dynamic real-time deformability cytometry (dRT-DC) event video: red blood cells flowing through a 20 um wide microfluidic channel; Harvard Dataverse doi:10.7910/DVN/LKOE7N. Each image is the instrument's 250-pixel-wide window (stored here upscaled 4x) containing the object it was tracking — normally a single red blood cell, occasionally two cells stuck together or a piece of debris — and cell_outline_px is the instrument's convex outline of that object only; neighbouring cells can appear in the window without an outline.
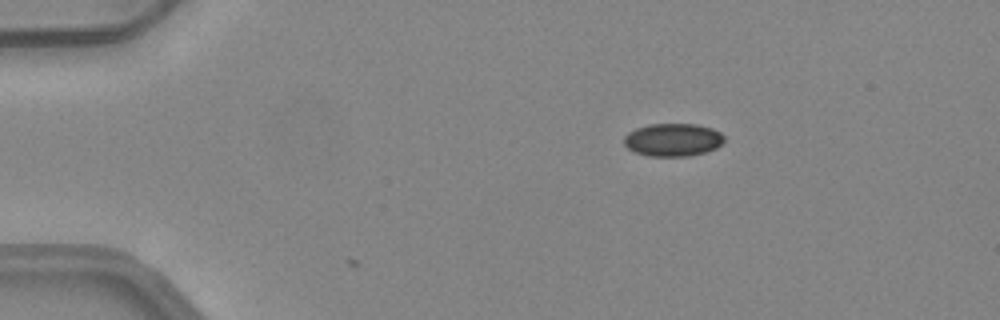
{"species": "common noctule bat (a hibernating species)", "species_latin": "Nyctalus noctula", "temperature_condition": "warm", "stored_images_in_passage": 2, "camera_frame_rate_fps": 3000, "um_per_image_px": 0.085, "animal": {"sex": "female", "body_mass_g": 24.6, "forearm_length_mm": 56.2}, "frame": {"image": 1, "passage_image": 1, "time_ms": 0.0, "image_size_px": [1000, 320], "cell_outline_px": [[724, 140], [716, 148], [704, 152], [688, 156], [648, 156], [636, 152], [628, 148], [624, 144], [624, 136], [628, 132], [636, 128], [648, 124], [696, 124], [712, 128], [720, 132], [724, 136]], "centroid_in_image_um": [57.18, 11.87], "position_along_channel_um": 27.8, "area_um2": 19.19}}